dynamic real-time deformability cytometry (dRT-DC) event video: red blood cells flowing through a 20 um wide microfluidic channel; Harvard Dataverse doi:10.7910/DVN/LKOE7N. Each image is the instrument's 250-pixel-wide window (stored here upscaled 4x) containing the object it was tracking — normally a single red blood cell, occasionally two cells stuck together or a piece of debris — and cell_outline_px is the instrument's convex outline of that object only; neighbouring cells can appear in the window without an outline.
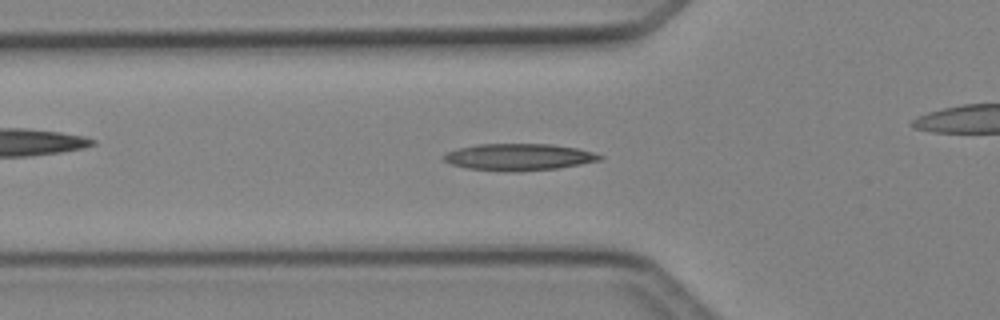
{"species": "Egyptian fruit bat (a non-hibernating species)", "species_latin": "Rousettus aegyptiacus", "temperature_condition": "cold", "stored_images_in_passage": 35, "camera_frame_rate_fps": 3000, "um_per_image_px": 0.085, "animal": {"sex": "female"}, "frame": {"image": 1, "passage_image": 10, "time_ms": 3.0, "image_size_px": [1000, 320], "cell_outline_px": [[604, 156], [600, 160], [580, 164], [556, 168], [516, 172], [512, 172], [468, 168], [452, 164], [444, 160], [444, 156], [448, 152], [460, 148], [476, 144], [552, 144], [576, 148], [592, 152]], "centroid_in_image_um": [44.12, 13.34], "position_along_channel_um": 81.7, "area_um2": 24.04}}
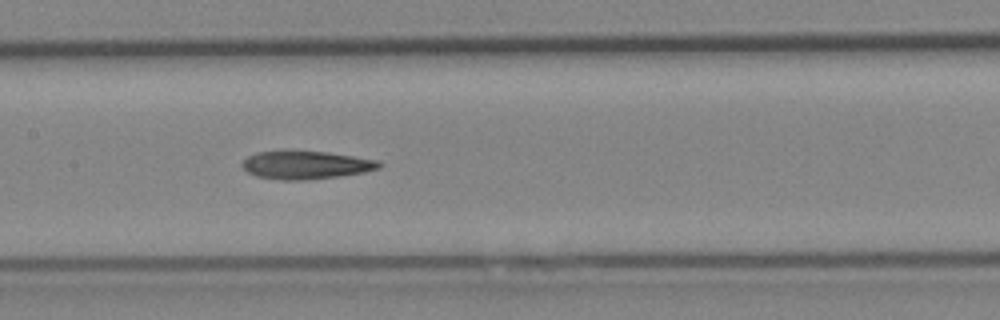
{"frame": {"image": 2, "passage_image": 17, "time_ms": 5.333, "image_size_px": [1000, 320], "cell_outline_px": [[384, 164], [380, 168], [364, 172], [336, 176], [300, 180], [280, 180], [256, 176], [248, 172], [240, 164], [248, 156], [256, 152], [284, 148], [328, 152], [380, 160]], "centroid_in_image_um": [25.97, 13.97], "position_along_channel_um": 181.4, "area_um2": 23.12}}
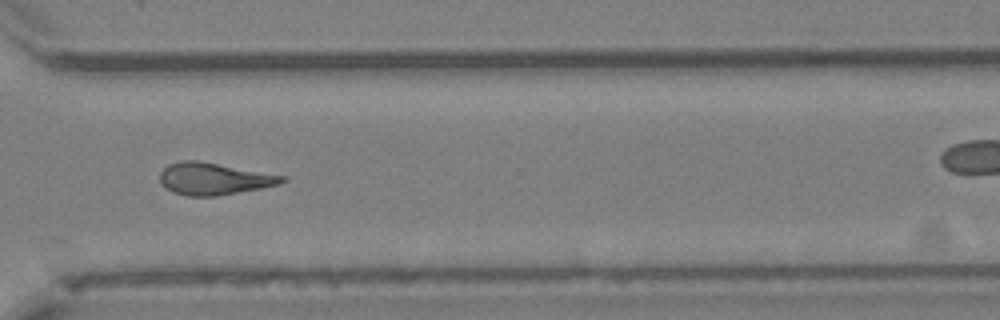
{"frame": {"image": 3, "passage_image": 29, "time_ms": 9.333, "image_size_px": [1000, 320], "cell_outline_px": [[288, 180], [280, 184], [260, 188], [216, 196], [188, 196], [172, 192], [160, 184], [160, 172], [168, 164], [180, 160], [196, 160], [284, 176]], "centroid_in_image_um": [18.13, 15.2], "position_along_channel_um": 352.5, "area_um2": 22.6}, "authors_computed_cell_mechanics": {"area_um2": 22.5998, "velocity_mm_per_s": 4.2731, "shape_relaxation_time_tau1_ms": null, "shape_relaxation_time_tau2_ms": 5.867, "deformation_change_tau1": null, "deformation_change_tau2": 0.1821}}